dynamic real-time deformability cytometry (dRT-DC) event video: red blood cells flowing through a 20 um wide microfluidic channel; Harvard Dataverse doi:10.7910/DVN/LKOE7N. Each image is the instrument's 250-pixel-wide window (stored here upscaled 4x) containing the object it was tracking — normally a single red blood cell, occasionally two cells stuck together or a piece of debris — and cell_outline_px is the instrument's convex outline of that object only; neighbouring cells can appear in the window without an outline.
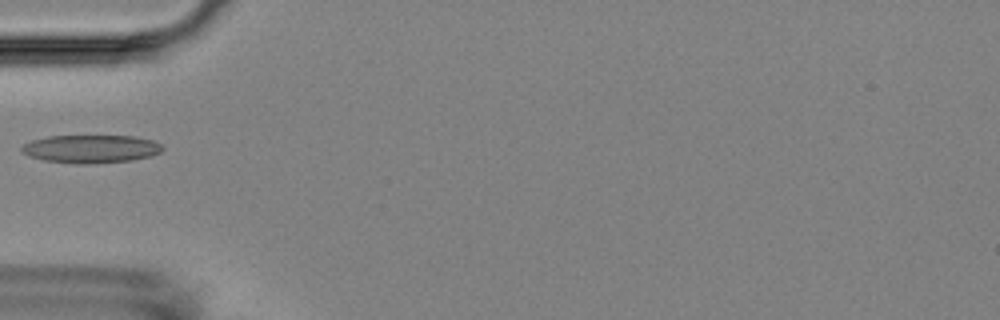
{"species": "Egyptian fruit bat (a non-hibernating species)", "species_latin": "Rousettus aegyptiacus", "temperature_condition": "room temperature", "stored_images_in_passage": 6, "camera_frame_rate_fps": 3000, "um_per_image_px": 0.085, "animal": {"sex": "female"}, "frame": {"image": 1, "passage_image": 3, "time_ms": 5.0, "image_size_px": [1000, 320], "cell_outline_px": [[164, 148], [160, 152], [152, 156], [132, 160], [88, 164], [76, 164], [44, 160], [28, 156], [20, 152], [20, 148], [24, 144], [32, 140], [48, 136], [136, 136], [152, 140], [160, 144]], "centroid_in_image_um": [7.71, 12.66], "position_along_channel_um": 77.3, "area_um2": 23.18}}
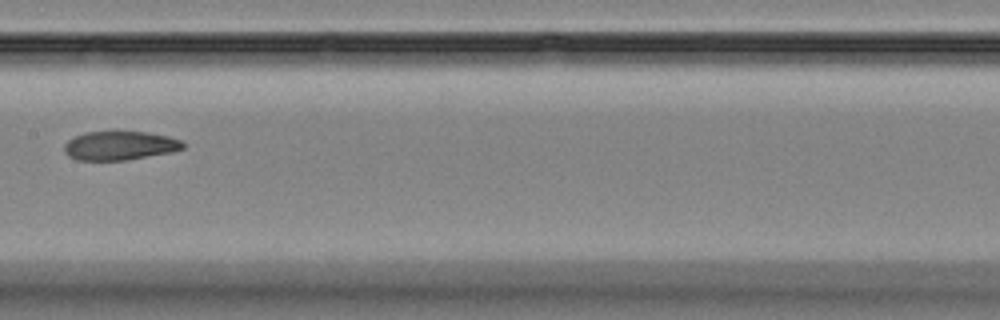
{"frame": {"image": 2, "passage_image": 6, "time_ms": 8.333, "image_size_px": [1000, 320], "cell_outline_px": [[184, 148], [172, 152], [128, 160], [76, 160], [68, 156], [64, 152], [64, 144], [68, 140], [84, 132], [148, 132], [168, 136], [180, 140], [184, 144]], "centroid_in_image_um": [10.17, 12.39], "position_along_channel_um": 197.2, "area_um2": 20.0}}